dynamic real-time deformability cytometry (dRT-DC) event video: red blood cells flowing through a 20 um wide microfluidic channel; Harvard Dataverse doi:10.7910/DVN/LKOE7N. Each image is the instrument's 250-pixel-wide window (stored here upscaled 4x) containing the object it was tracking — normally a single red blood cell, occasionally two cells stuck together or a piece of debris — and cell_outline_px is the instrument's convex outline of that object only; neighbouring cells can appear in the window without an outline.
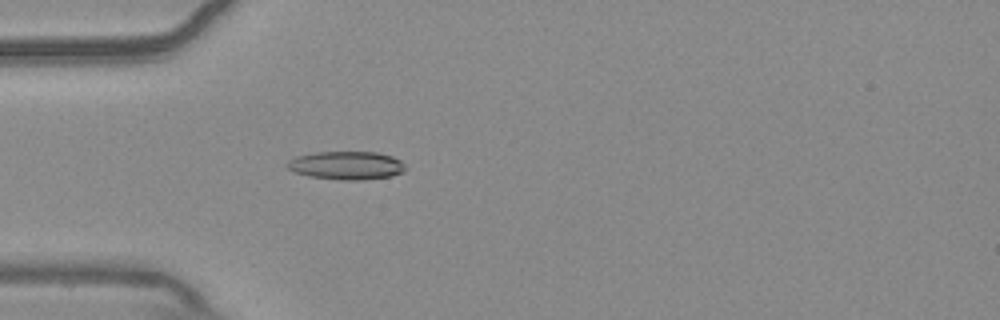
{"species": "common noctule bat (a hibernating species)", "species_latin": "Nyctalus noctula", "temperature_condition": "warm", "stored_images_in_passage": 56, "camera_frame_rate_fps": 3000, "um_per_image_px": 0.085, "animal": {"sex": "male", "body_mass_g": 20.4}, "frame": {"image": 1, "passage_image": 17, "time_ms": 5.333, "image_size_px": [1000, 320], "cell_outline_px": [[408, 168], [404, 172], [392, 176], [364, 180], [340, 180], [308, 176], [296, 172], [288, 168], [284, 164], [288, 160], [296, 156], [316, 152], [376, 152], [392, 156], [400, 160]], "centroid_in_image_um": [29.47, 14.06], "position_along_channel_um": 55.5, "area_um2": 19.71}}
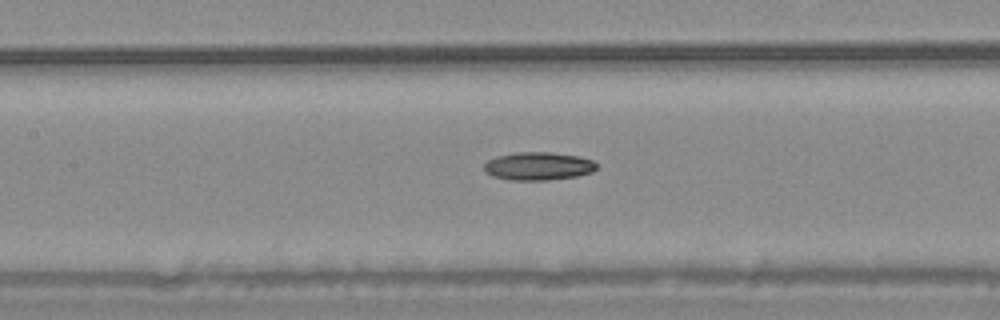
{"frame": {"image": 2, "passage_image": 26, "time_ms": 8.333, "image_size_px": [1000, 320], "cell_outline_px": [[596, 168], [592, 172], [576, 176], [548, 180], [508, 180], [492, 176], [484, 172], [484, 164], [488, 160], [496, 156], [516, 152], [552, 152], [580, 156], [592, 160], [596, 164]], "centroid_in_image_um": [45.72, 14.12], "position_along_channel_um": 161.7, "area_um2": 18.55}}
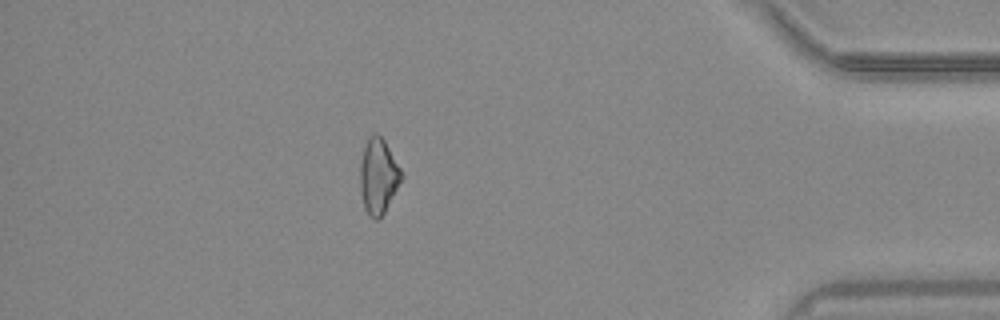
{"frame": {"image": 3, "passage_image": 49, "time_ms": 16.0, "image_size_px": [1000, 320], "cell_outline_px": [[404, 176], [380, 220], [376, 220], [364, 208], [360, 188], [360, 164], [364, 148], [368, 136], [372, 132], [376, 132], [384, 140], [400, 168]], "centroid_in_image_um": [32.16, 14.96], "position_along_channel_um": 403.0, "area_um2": 18.03}}